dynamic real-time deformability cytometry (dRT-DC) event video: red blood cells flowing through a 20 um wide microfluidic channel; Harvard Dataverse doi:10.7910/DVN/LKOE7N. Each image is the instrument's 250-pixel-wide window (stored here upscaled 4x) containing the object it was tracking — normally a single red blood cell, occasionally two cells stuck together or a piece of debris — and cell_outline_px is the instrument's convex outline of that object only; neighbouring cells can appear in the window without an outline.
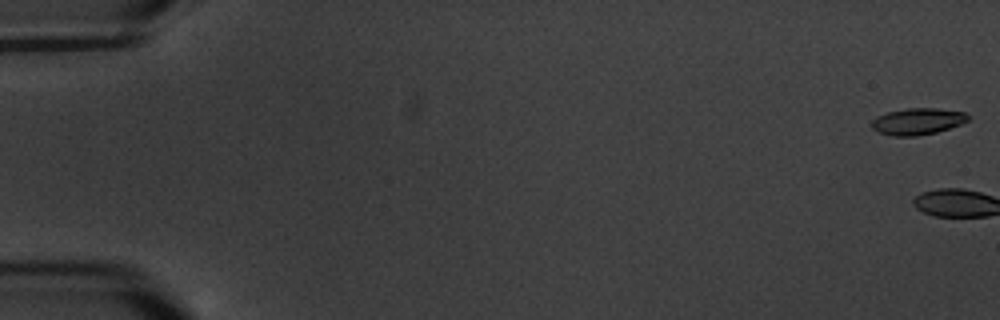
{"species": "common noctule bat (a hibernating species)", "species_latin": "Nyctalus noctula", "temperature_condition": "warm", "stored_images_in_passage": 6, "camera_frame_rate_fps": 3000, "um_per_image_px": 0.085, "animal": {"sex": "male", "body_mass_g": 20.1, "forearm_length_mm": 53.5}, "frame": {"image": 1, "passage_image": 6, "time_ms": 6.0, "image_size_px": [1000, 320], "cell_outline_px": [[972, 116], [968, 120], [960, 124], [936, 132], [916, 136], [892, 136], [880, 132], [872, 128], [872, 120], [876, 116], [888, 112], [908, 108], [936, 108], [964, 112]], "centroid_in_image_um": [78.01, 10.31], "position_along_channel_um": 7.0, "area_um2": 14.85}}